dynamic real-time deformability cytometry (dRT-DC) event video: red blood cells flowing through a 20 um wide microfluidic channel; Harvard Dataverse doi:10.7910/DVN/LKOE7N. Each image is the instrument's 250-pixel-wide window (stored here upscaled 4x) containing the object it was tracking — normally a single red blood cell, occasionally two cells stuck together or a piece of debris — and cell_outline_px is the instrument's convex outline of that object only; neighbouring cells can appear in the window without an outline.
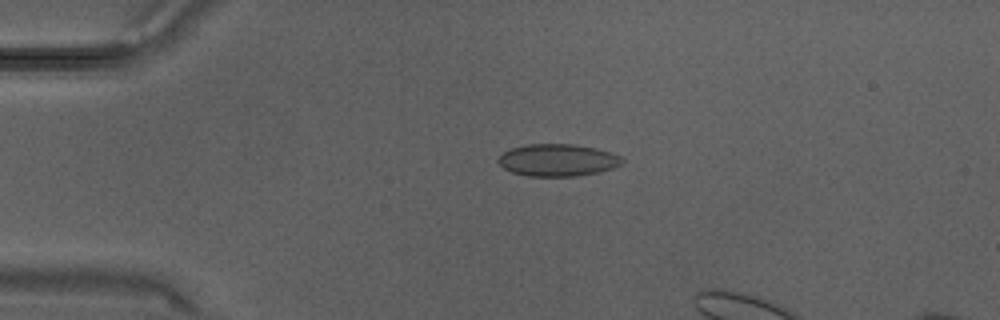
{"species": "Egyptian fruit bat (a non-hibernating species)", "species_latin": "Rousettus aegyptiacus", "temperature_condition": "warm", "stored_images_in_passage": 5, "camera_frame_rate_fps": 3000, "um_per_image_px": 0.085, "animal": {"sex": "male"}, "frame": {"image": 1, "passage_image": 2, "time_ms": 0.333, "image_size_px": [1000, 320], "cell_outline_px": [[624, 160], [620, 164], [612, 168], [596, 172], [576, 176], [528, 176], [512, 172], [504, 168], [496, 160], [508, 148], [524, 144], [572, 144], [612, 152], [620, 156]], "centroid_in_image_um": [47.35, 13.6], "position_along_channel_um": 37.6, "area_um2": 23.12}}